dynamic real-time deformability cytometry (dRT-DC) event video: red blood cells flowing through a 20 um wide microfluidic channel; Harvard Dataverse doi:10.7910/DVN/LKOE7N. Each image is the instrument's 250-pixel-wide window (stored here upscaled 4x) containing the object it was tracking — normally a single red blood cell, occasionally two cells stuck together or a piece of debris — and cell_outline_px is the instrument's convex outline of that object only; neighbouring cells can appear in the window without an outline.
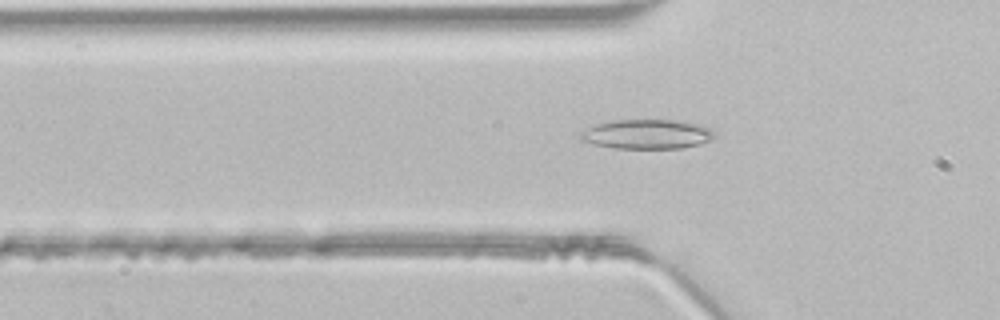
{"species": "common noctule bat (a hibernating species)", "species_latin": "Nyctalus noctula", "temperature_condition": "room temperature", "stored_images_in_passage": 41, "camera_frame_rate_fps": 3000, "um_per_image_px": 0.085, "animal": {"sex": "male", "body_mass_g": 21.5, "forearm_length_mm": 52.0}, "frame": {"image": 1, "passage_image": 9, "time_ms": 2.667, "image_size_px": [1000, 320], "cell_outline_px": [[716, 136], [712, 140], [700, 144], [680, 148], [612, 148], [580, 140], [580, 132], [596, 124], [612, 120], [680, 120], [700, 124], [712, 128], [716, 132]], "centroid_in_image_um": [55.06, 11.4], "position_along_channel_um": 70.7, "area_um2": 23.24}}
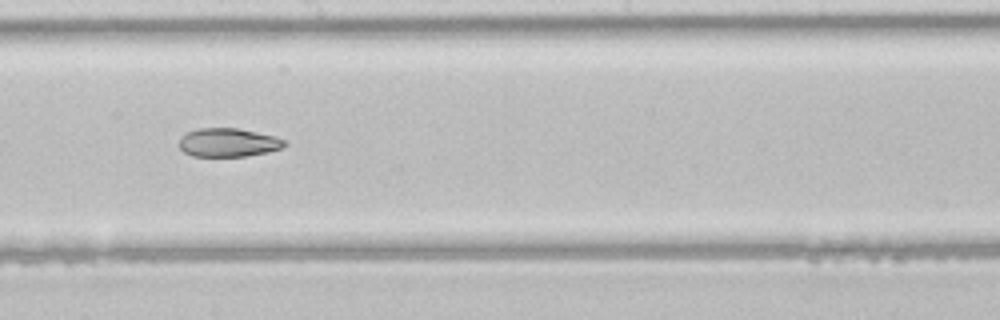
{"frame": {"image": 2, "passage_image": 20, "time_ms": 6.333, "image_size_px": [1000, 320], "cell_outline_px": [[288, 144], [280, 148], [268, 152], [248, 156], [192, 156], [184, 152], [180, 148], [180, 136], [196, 128], [240, 128], [276, 136], [288, 140]], "centroid_in_image_um": [19.44, 12.1], "position_along_channel_um": 228.8, "area_um2": 17.8}}
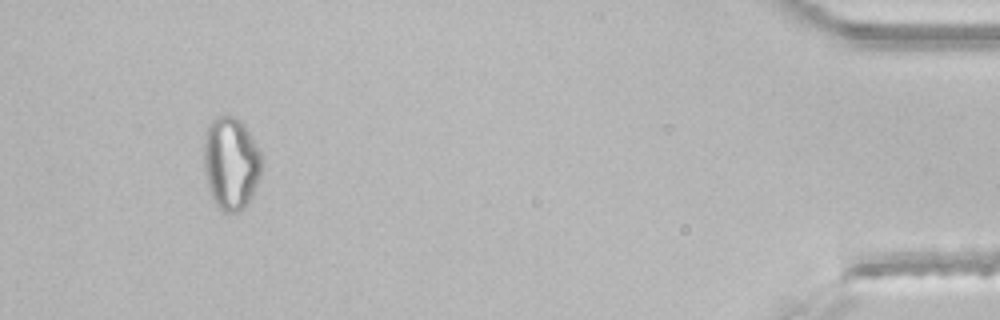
{"frame": {"image": 3, "passage_image": 38, "time_ms": 12.333, "image_size_px": [1000, 320], "cell_outline_px": [[264, 164], [260, 176], [252, 196], [248, 204], [240, 212], [224, 212], [216, 204], [208, 188], [204, 172], [204, 136], [208, 124], [216, 116], [224, 112], [228, 112], [236, 116], [240, 120], [248, 132], [260, 152]], "centroid_in_image_um": [19.63, 13.84], "position_along_channel_um": 415.6, "area_um2": 31.85}}